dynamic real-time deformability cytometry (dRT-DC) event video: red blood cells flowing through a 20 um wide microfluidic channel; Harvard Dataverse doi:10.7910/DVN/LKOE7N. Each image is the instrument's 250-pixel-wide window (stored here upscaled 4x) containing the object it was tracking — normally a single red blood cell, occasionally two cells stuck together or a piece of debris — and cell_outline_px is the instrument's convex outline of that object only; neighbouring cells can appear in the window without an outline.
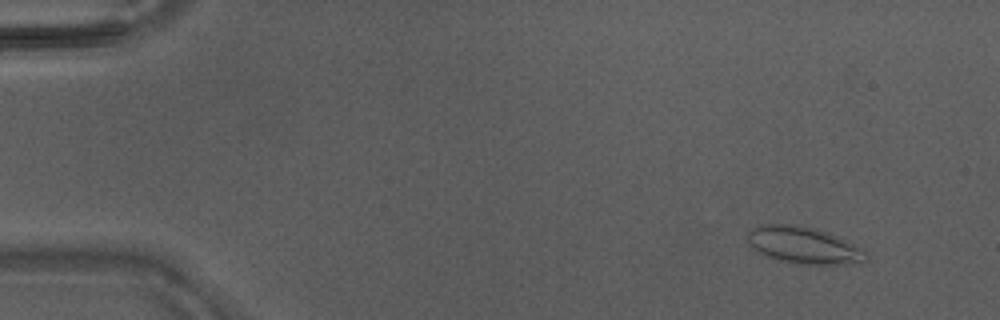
{"species": "Egyptian fruit bat (a non-hibernating species)", "species_latin": "Rousettus aegyptiacus", "temperature_condition": "warm", "stored_images_in_passage": 46, "camera_frame_rate_fps": 3000, "um_per_image_px": 0.085, "animal": {"sex": "male"}, "frame": {"image": 1, "passage_image": 5, "time_ms": 1.333, "image_size_px": [1000, 320], "cell_outline_px": [[868, 260], [848, 264], [796, 264], [780, 260], [768, 256], [752, 248], [748, 244], [748, 232], [752, 228], [764, 224], [792, 224], [812, 228], [852, 244], [868, 252]], "centroid_in_image_um": [68.28, 20.86], "position_along_channel_um": 16.7, "area_um2": 24.85}}
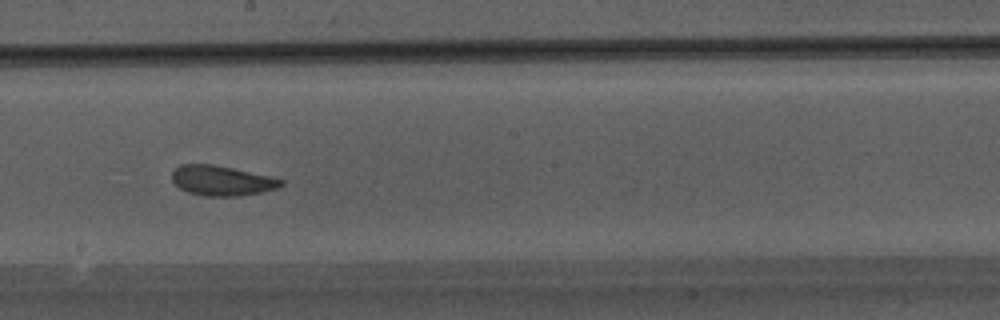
{"frame": {"image": 2, "passage_image": 27, "time_ms": 8.667, "image_size_px": [1000, 320], "cell_outline_px": [[284, 184], [276, 188], [260, 192], [240, 196], [204, 196], [188, 192], [180, 188], [172, 180], [172, 172], [180, 164], [212, 164], [232, 168], [268, 176], [284, 180]], "centroid_in_image_um": [18.82, 15.35], "position_along_channel_um": 229.4, "area_um2": 18.84}}
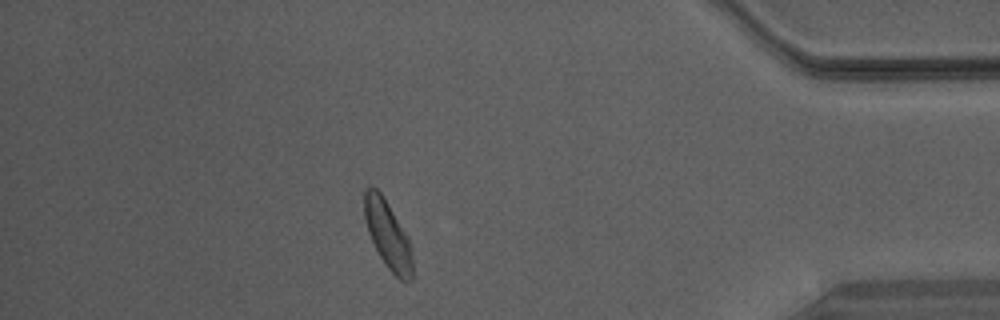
{"frame": {"image": 3, "passage_image": 41, "time_ms": 13.333, "image_size_px": [1000, 320], "cell_outline_px": [[412, 280], [400, 280], [384, 264], [368, 232], [364, 216], [364, 188], [372, 184], [380, 192], [408, 236], [412, 256]], "centroid_in_image_um": [32.94, 19.92], "position_along_channel_um": 402.3, "area_um2": 18.84}}